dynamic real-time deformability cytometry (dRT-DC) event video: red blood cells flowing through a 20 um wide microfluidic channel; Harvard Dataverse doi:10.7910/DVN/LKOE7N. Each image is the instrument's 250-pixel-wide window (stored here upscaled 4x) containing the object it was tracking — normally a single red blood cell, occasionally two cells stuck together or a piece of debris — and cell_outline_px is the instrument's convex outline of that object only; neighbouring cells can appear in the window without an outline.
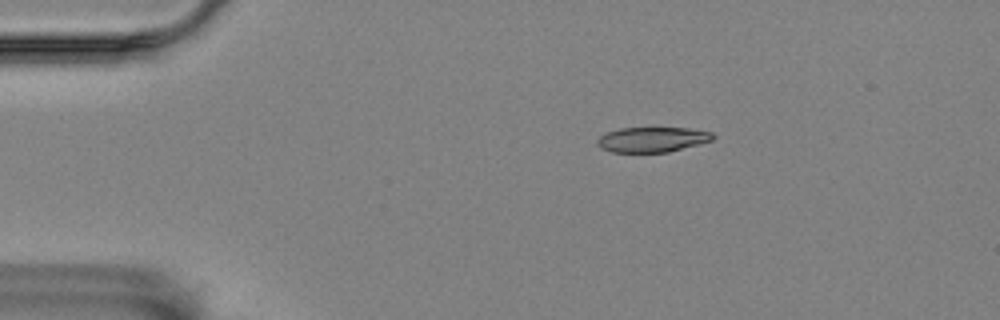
{"species": "Egyptian fruit bat (a non-hibernating species)", "species_latin": "Rousettus aegyptiacus", "temperature_condition": "room temperature", "stored_images_in_passage": 2, "camera_frame_rate_fps": 3000, "um_per_image_px": 0.085, "animal": {"sex": "female"}, "frame": {"image": 1, "passage_image": 2, "time_ms": 0.333, "image_size_px": [1000, 320], "cell_outline_px": [[716, 136], [712, 140], [668, 152], [612, 152], [600, 148], [596, 144], [596, 140], [600, 136], [608, 132], [620, 128], [688, 128], [712, 132]], "centroid_in_image_um": [55.42, 11.86], "position_along_channel_um": 29.6, "area_um2": 16.82}}